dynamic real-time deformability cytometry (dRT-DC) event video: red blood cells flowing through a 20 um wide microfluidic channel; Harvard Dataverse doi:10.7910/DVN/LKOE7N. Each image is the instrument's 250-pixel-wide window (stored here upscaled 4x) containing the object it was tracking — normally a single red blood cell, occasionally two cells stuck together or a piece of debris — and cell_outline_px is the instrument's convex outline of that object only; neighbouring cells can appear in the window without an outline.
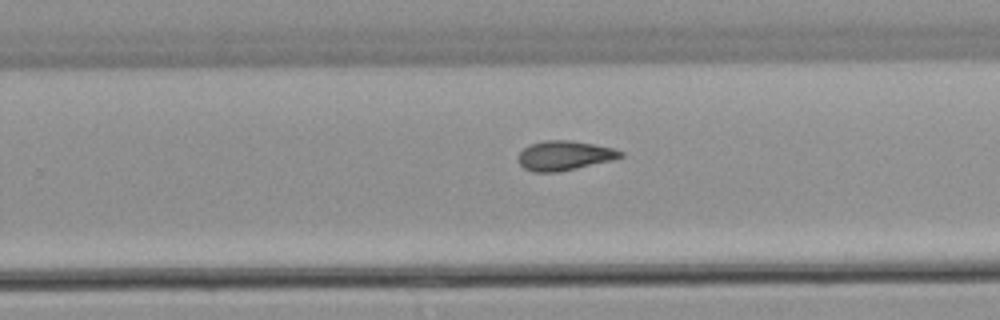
{"species": "common noctule bat (a hibernating species)", "species_latin": "Nyctalus noctula", "temperature_condition": "warm", "stored_images_in_passage": 34, "camera_frame_rate_fps": 3000, "um_per_image_px": 0.085, "animal": {"sex": "male", "body_mass_g": 21.5, "forearm_length_mm": 52.0}, "frame": {"image": 1, "passage_image": 25, "time_ms": 8.0, "image_size_px": [1000, 320], "cell_outline_px": [[624, 156], [616, 160], [556, 172], [532, 172], [524, 168], [520, 164], [520, 152], [528, 144], [544, 140], [568, 140], [592, 144], [612, 148], [624, 152]], "centroid_in_image_um": [48.0, 13.22], "position_along_channel_um": 281.8, "area_um2": 17.57}}